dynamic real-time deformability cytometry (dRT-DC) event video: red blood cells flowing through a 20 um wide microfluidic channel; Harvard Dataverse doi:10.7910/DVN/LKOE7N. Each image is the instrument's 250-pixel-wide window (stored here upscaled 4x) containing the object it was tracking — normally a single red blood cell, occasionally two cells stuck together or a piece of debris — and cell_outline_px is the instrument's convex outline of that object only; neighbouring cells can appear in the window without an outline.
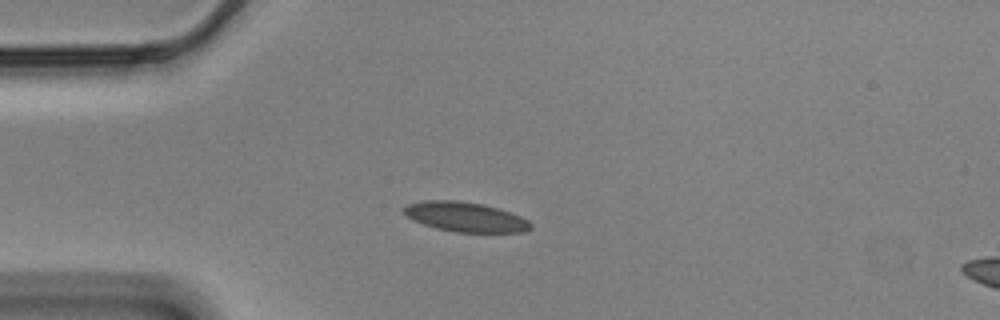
{"species": "Egyptian fruit bat (a non-hibernating species)", "species_latin": "Rousettus aegyptiacus", "temperature_condition": "cold", "stored_images_in_passage": 41, "camera_frame_rate_fps": 3000, "um_per_image_px": 0.085, "animal": {"sex": "male"}, "frame": {"image": 1, "passage_image": 1, "time_ms": 0.0, "image_size_px": [1000, 320], "cell_outline_px": [[532, 228], [524, 232], [456, 232], [436, 228], [412, 220], [400, 212], [400, 208], [408, 204], [424, 200], [456, 200], [484, 204], [520, 216], [528, 220], [532, 224]], "centroid_in_image_um": [39.5, 18.43], "position_along_channel_um": 45.5, "area_um2": 22.08}}
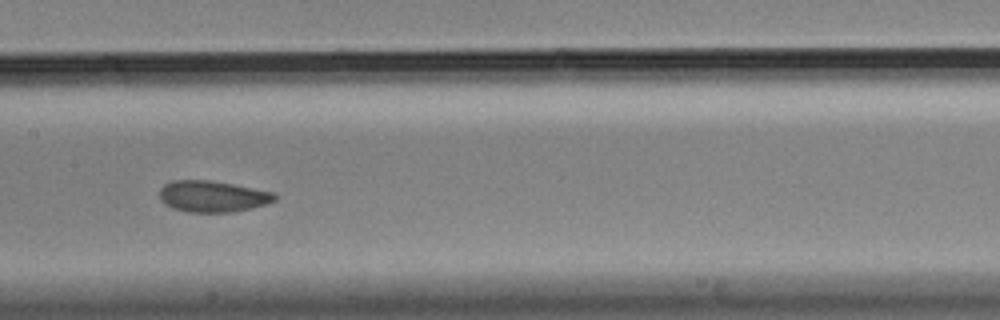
{"frame": {"image": 2, "passage_image": 15, "time_ms": 4.667, "image_size_px": [1000, 320], "cell_outline_px": [[276, 200], [268, 204], [252, 208], [232, 212], [188, 212], [172, 208], [164, 204], [160, 200], [160, 188], [164, 184], [172, 180], [208, 180], [232, 184], [276, 192]], "centroid_in_image_um": [18.08, 16.69], "position_along_channel_um": 189.3, "area_um2": 21.21}}
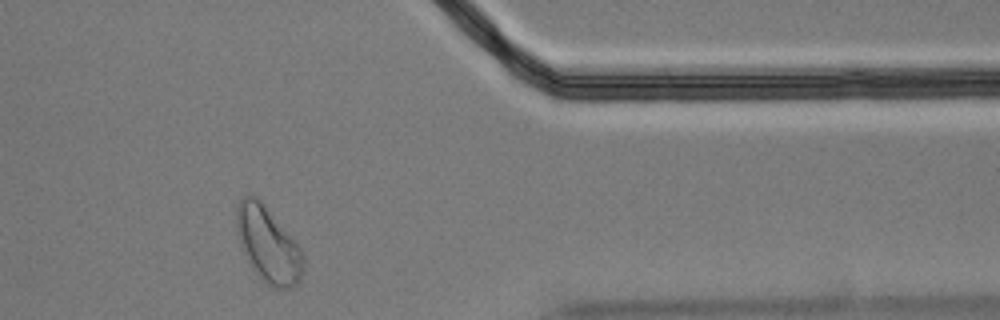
{"frame": {"image": 3, "passage_image": 34, "time_ms": 11.0, "image_size_px": [1000, 320], "cell_outline_px": [[304, 268], [300, 280], [292, 288], [272, 288], [260, 276], [252, 264], [236, 232], [236, 204], [244, 196], [256, 196], [260, 200], [300, 248], [304, 256]], "centroid_in_image_um": [22.81, 20.79], "position_along_channel_um": 388.6, "area_um2": 28.38}, "authors_computed_cell_mechanics": {"area_um2": 21.675, "velocity_mm_per_s": 3.4453, "shape_relaxation_time_tau1_ms": 4.1306, "shape_relaxation_time_tau2_ms": 1.7912, "deformation_change_tau1": 0.0848, "deformation_change_tau2": 0.0721}}